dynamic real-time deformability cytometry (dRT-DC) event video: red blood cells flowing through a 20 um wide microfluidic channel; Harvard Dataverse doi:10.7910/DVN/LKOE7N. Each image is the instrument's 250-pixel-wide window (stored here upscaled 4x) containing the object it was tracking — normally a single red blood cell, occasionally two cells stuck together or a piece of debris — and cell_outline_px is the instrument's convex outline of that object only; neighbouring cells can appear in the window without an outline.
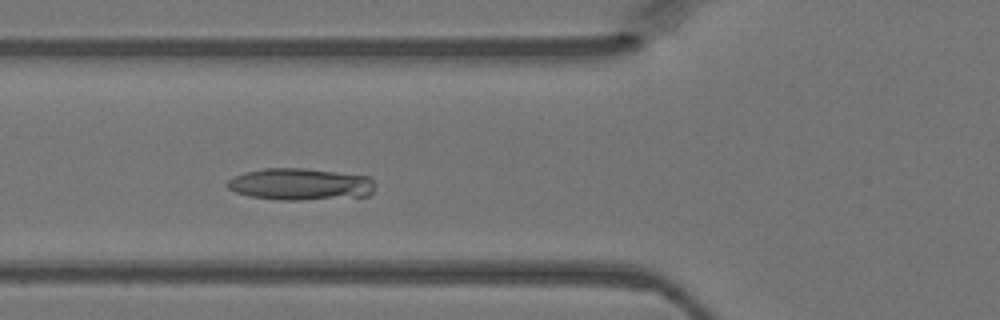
{"species": "Egyptian fruit bat (a non-hibernating species)", "species_latin": "Rousettus aegyptiacus", "temperature_condition": "warm", "stored_images_in_passage": 42, "camera_frame_rate_fps": 3000, "um_per_image_px": 0.085, "animal": {"sex": "female"}, "frame": {"image": 1, "passage_image": 12, "time_ms": 3.667, "image_size_px": [1000, 320], "cell_outline_px": [[376, 184], [372, 192], [368, 196], [300, 200], [280, 200], [248, 196], [236, 192], [228, 188], [228, 180], [232, 176], [244, 172], [264, 168], [304, 168], [372, 176]], "centroid_in_image_um": [25.56, 15.65], "position_along_channel_um": 100.2, "area_um2": 27.74}}
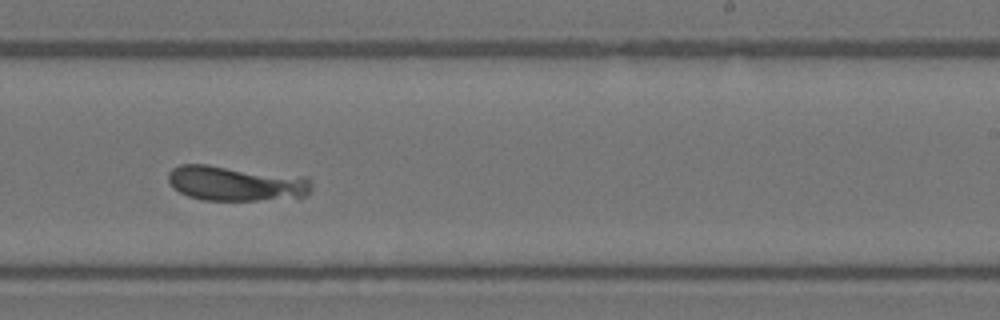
{"frame": {"image": 2, "passage_image": 24, "time_ms": 7.667, "image_size_px": [1000, 320], "cell_outline_px": [[312, 188], [308, 196], [256, 200], [204, 200], [188, 196], [172, 188], [168, 180], [168, 172], [172, 168], [180, 164], [208, 164], [308, 176], [312, 184]], "centroid_in_image_um": [20.06, 15.56], "position_along_channel_um": 268.9, "area_um2": 29.77}}
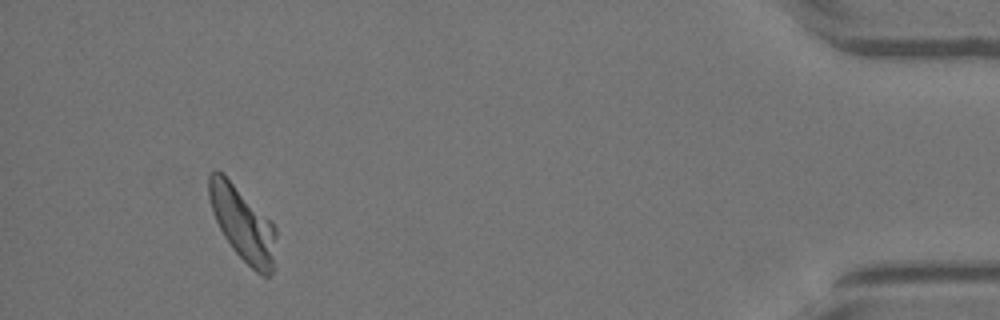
{"frame": {"image": 3, "passage_image": 39, "time_ms": 12.667, "image_size_px": [1000, 320], "cell_outline_px": [[276, 236], [272, 272], [268, 276], [264, 276], [256, 272], [232, 248], [224, 236], [216, 220], [208, 196], [208, 176], [216, 168], [272, 220], [276, 228]], "centroid_in_image_um": [20.64, 19.02], "position_along_channel_um": 414.6, "area_um2": 28.44}}